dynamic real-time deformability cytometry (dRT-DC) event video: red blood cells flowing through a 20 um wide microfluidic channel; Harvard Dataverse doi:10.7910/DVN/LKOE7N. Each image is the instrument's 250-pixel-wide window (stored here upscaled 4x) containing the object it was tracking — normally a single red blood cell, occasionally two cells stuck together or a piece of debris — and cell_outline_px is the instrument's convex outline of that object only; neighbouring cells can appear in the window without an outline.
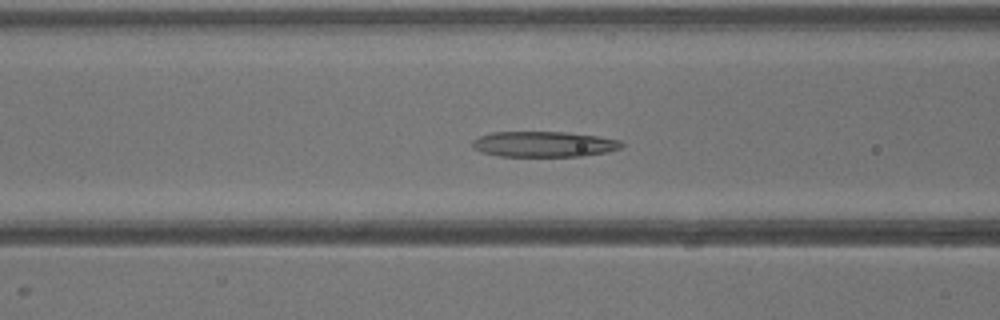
{"species": "common noctule bat (a hibernating species)", "species_latin": "Nyctalus noctula", "temperature_condition": "warm", "stored_images_in_passage": 39, "camera_frame_rate_fps": 3000, "um_per_image_px": 0.085, "animal": {"sex": "male", "body_mass_g": 13.3}, "frame": {"image": 1, "passage_image": 15, "time_ms": 4.667, "image_size_px": [1000, 320], "cell_outline_px": [[624, 144], [620, 148], [608, 152], [584, 156], [500, 156], [484, 152], [472, 148], [472, 140], [480, 136], [492, 132], [568, 132], [596, 136], [620, 140]], "centroid_in_image_um": [46.24, 12.25], "position_along_channel_um": 120.4, "area_um2": 22.2}}
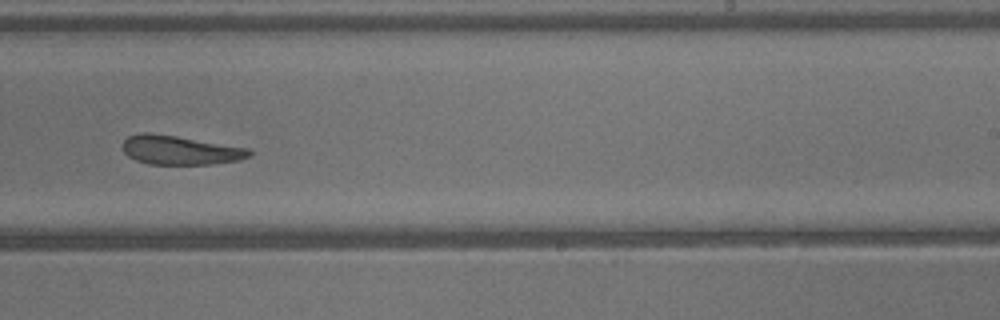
{"frame": {"image": 2, "passage_image": 24, "time_ms": 7.667, "image_size_px": [1000, 320], "cell_outline_px": [[252, 156], [240, 160], [212, 164], [148, 164], [136, 160], [128, 156], [124, 152], [124, 140], [128, 136], [140, 132], [148, 132], [176, 136], [248, 148], [252, 152]], "centroid_in_image_um": [15.31, 12.76], "position_along_channel_um": 273.7, "area_um2": 21.39}}
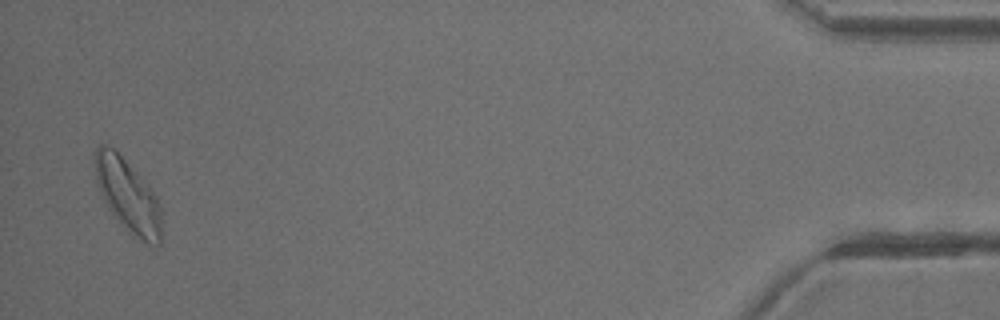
{"frame": {"image": 3, "passage_image": 38, "time_ms": 12.333, "image_size_px": [1000, 320], "cell_outline_px": [[160, 244], [148, 244], [132, 236], [112, 212], [104, 200], [96, 184], [96, 148], [100, 144], [108, 144], [116, 148], [148, 184], [156, 196], [160, 208]], "centroid_in_image_um": [10.86, 16.57], "position_along_channel_um": 424.3, "area_um2": 28.09}}